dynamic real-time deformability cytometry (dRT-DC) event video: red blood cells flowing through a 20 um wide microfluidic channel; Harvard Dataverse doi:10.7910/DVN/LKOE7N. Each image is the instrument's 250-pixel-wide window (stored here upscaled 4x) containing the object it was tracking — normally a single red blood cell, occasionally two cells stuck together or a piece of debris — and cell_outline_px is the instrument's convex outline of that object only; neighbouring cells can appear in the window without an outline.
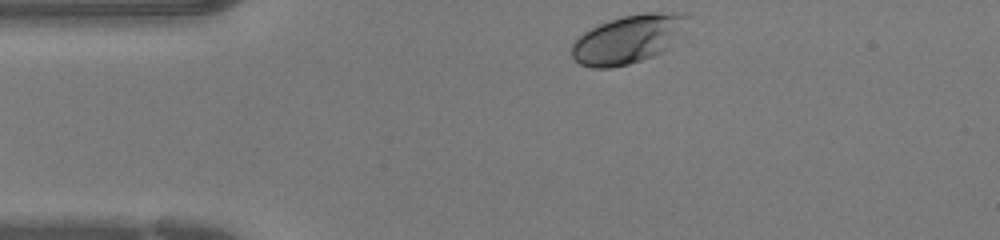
{"species": "human", "species_latin": "Homo sapiens", "temperature_condition": "warm", "stored_images_in_passage": 29, "camera_frame_rate_fps": 3000, "um_per_image_px": 0.085, "donor": {"sex": "female"}, "frame": {"image": 1, "passage_image": 1, "time_ms": 0.0, "image_size_px": [1000, 240], "cell_outline_px": [[692, 16], [668, 48], [664, 52], [628, 64], [612, 68], [592, 68], [580, 64], [572, 56], [572, 44], [584, 32], [600, 24], [624, 16], [644, 12], [680, 12]], "centroid_in_image_um": [53.41, 3.32], "position_along_channel_um": 31.6, "area_um2": 32.37}}
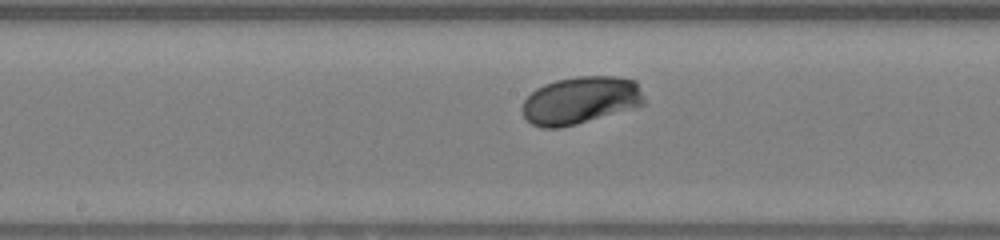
{"frame": {"image": 2, "passage_image": 15, "time_ms": 4.667, "image_size_px": [1000, 240], "cell_outline_px": [[644, 104], [632, 108], [576, 124], [560, 128], [540, 128], [532, 124], [524, 116], [520, 108], [524, 100], [536, 88], [544, 84], [556, 80], [576, 76], [616, 76], [636, 80], [644, 96]], "centroid_in_image_um": [49.32, 8.52], "position_along_channel_um": 198.9, "area_um2": 33.81}}
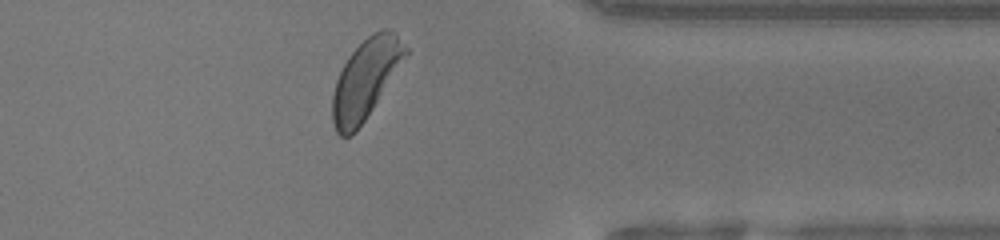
{"frame": {"image": 3, "passage_image": 28, "time_ms": 9.0, "image_size_px": [1000, 240], "cell_outline_px": [[408, 52], [372, 108], [356, 132], [348, 136], [340, 136], [336, 132], [332, 120], [332, 96], [336, 80], [348, 56], [372, 32], [380, 28], [388, 28], [396, 32], [408, 48]], "centroid_in_image_um": [31.06, 6.69], "position_along_channel_um": 380.3, "area_um2": 33.18}}